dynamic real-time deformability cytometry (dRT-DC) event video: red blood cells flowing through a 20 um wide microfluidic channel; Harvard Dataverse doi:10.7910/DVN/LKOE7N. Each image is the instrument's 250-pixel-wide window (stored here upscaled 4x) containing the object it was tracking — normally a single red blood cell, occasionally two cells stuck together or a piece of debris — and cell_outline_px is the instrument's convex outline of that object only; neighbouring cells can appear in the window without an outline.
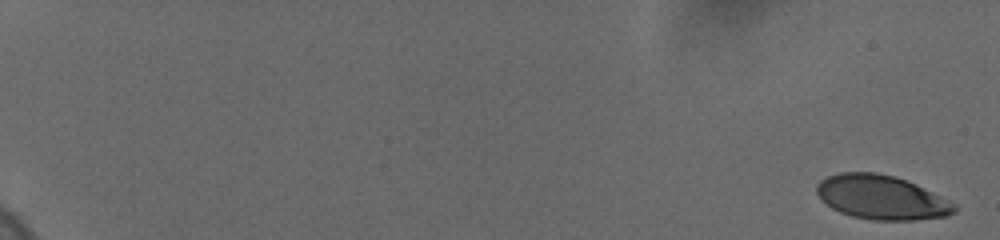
{"species": "human", "species_latin": "Homo sapiens", "temperature_condition": "cold", "stored_images_in_passage": 29, "camera_frame_rate_fps": 3000, "um_per_image_px": 0.085, "donor": {"sex": "female"}, "frame": {"image": 1, "passage_image": 1, "time_ms": 0.0, "image_size_px": [1000, 240], "cell_outline_px": [[956, 212], [944, 216], [912, 220], [872, 220], [852, 216], [840, 212], [832, 208], [816, 192], [816, 184], [820, 180], [828, 176], [840, 172], [876, 172], [896, 176], [916, 184], [956, 204]], "centroid_in_image_um": [74.91, 16.76], "position_along_channel_um": 10.1, "area_um2": 35.26}}
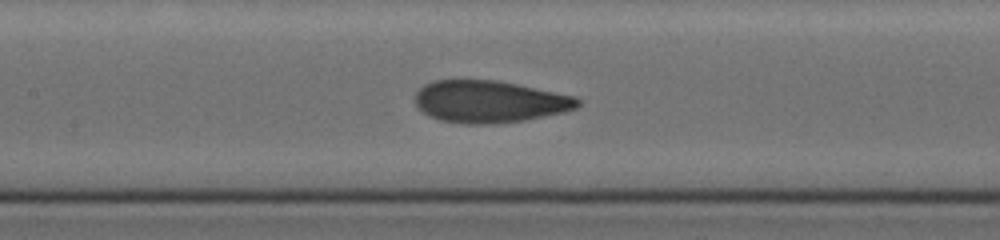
{"frame": {"image": 2, "passage_image": 16, "time_ms": 10.333, "image_size_px": [1000, 240], "cell_outline_px": [[580, 104], [576, 108], [564, 112], [524, 120], [496, 124], [464, 124], [440, 120], [428, 116], [416, 104], [416, 92], [424, 84], [432, 80], [496, 80], [576, 96], [580, 100]], "centroid_in_image_um": [41.6, 8.64], "position_along_channel_um": 165.8, "area_um2": 39.88}}
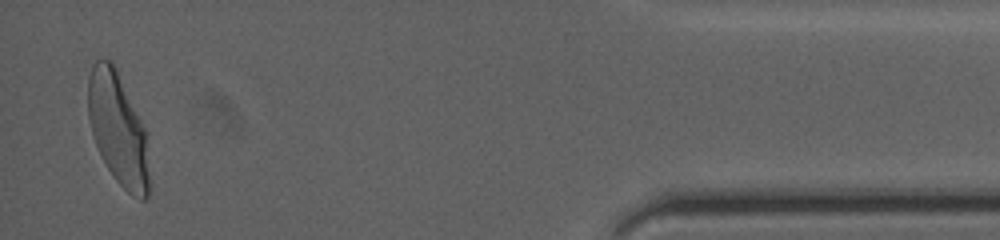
{"frame": {"image": 3, "passage_image": 29, "time_ms": 19.0, "image_size_px": [1000, 240], "cell_outline_px": [[148, 196], [144, 200], [140, 200], [128, 192], [116, 180], [108, 168], [96, 144], [92, 132], [88, 116], [88, 76], [96, 60], [112, 60], [116, 68], [144, 128], [148, 176]], "centroid_in_image_um": [10.0, 10.94], "position_along_channel_um": 425.2, "area_um2": 38.84}, "authors_computed_cell_mechanics": {"area_um2": 38.6104, "velocity_mm_per_s": 3.6616, "shape_relaxation_time_tau1_ms": 3.7946, "shape_relaxation_time_tau2_ms": 0.7385, "deformation_change_tau1": 0.1733, "deformation_change_tau2": 0.0715}}